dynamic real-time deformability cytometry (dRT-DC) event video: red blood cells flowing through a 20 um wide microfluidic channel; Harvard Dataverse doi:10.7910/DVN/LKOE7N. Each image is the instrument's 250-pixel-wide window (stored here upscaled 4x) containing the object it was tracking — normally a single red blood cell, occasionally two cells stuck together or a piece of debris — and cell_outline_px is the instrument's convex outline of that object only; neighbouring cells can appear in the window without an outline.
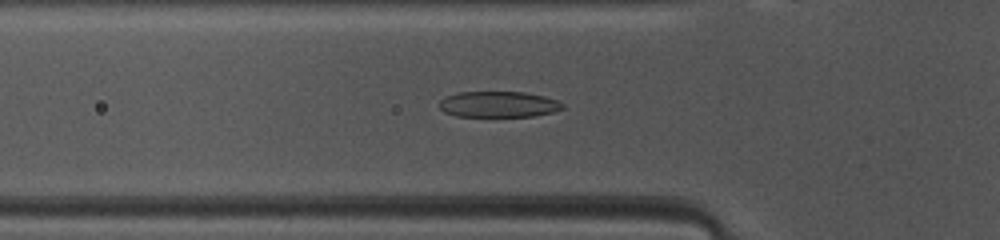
{"species": "common noctule bat (a hibernating species)", "species_latin": "Nyctalus noctula", "temperature_condition": "warm", "stored_images_in_passage": 47, "camera_frame_rate_fps": 3000, "um_per_image_px": 0.085, "animal": {"sex": "female", "body_mass_g": 10.0, "forearm_length_mm": 53.1}, "frame": {"image": 1, "passage_image": 14, "time_ms": 4.333, "image_size_px": [1000, 240], "cell_outline_px": [[564, 108], [552, 112], [532, 116], [456, 116], [444, 112], [440, 108], [440, 100], [456, 92], [524, 92], [544, 96], [556, 100], [564, 104]], "centroid_in_image_um": [42.37, 8.86], "position_along_channel_um": 83.4, "area_um2": 18.5}}
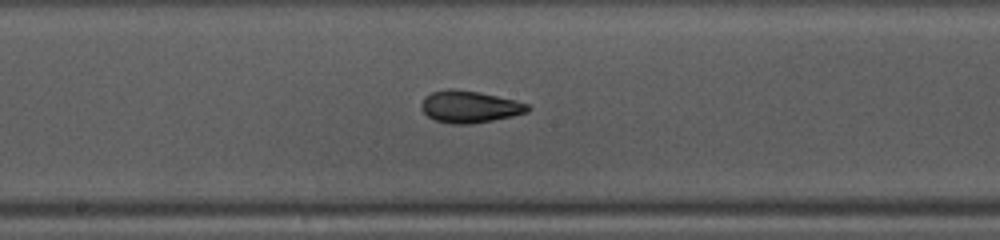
{"frame": {"image": 2, "passage_image": 23, "time_ms": 7.333, "image_size_px": [1000, 240], "cell_outline_px": [[532, 108], [528, 112], [512, 116], [472, 124], [452, 124], [436, 120], [428, 116], [420, 108], [420, 104], [424, 96], [432, 92], [444, 88], [456, 88], [480, 92], [516, 100], [528, 104]], "centroid_in_image_um": [39.9, 9.05], "position_along_channel_um": 208.3, "area_um2": 20.11}}
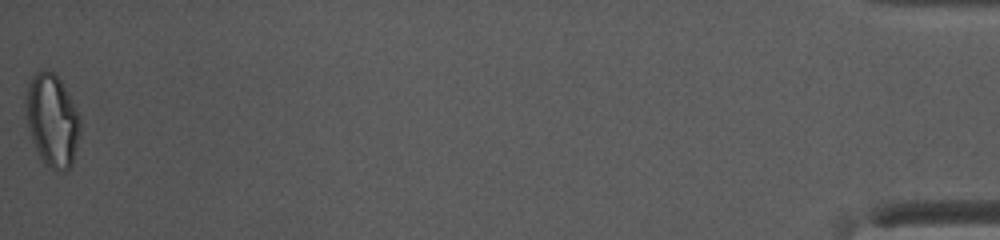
{"frame": {"image": 3, "passage_image": 47, "time_ms": 15.333, "image_size_px": [1000, 240], "cell_outline_px": [[80, 132], [72, 164], [64, 172], [52, 168], [44, 164], [32, 140], [28, 124], [24, 100], [24, 96], [28, 84], [32, 76], [36, 72], [44, 68], [48, 68], [60, 80], [80, 116]], "centroid_in_image_um": [4.42, 10.2], "position_along_channel_um": 430.8, "area_um2": 29.19}, "authors_computed_cell_mechanics": {"area_um2": 20.2878, "velocity_mm_per_s": 4.1227, "shape_relaxation_time_tau1_ms": 6.1782, "shape_relaxation_time_tau2_ms": 2.4216, "deformation_change_tau1": 0.2151, "deformation_change_tau2": 0.0284}}